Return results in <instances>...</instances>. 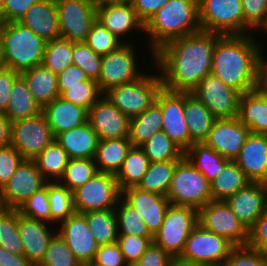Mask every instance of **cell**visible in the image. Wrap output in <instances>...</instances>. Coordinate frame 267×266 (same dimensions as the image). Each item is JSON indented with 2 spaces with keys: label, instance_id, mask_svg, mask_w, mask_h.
Wrapping results in <instances>:
<instances>
[{
  "label": "cell",
  "instance_id": "cell-1",
  "mask_svg": "<svg viewBox=\"0 0 267 266\" xmlns=\"http://www.w3.org/2000/svg\"><path fill=\"white\" fill-rule=\"evenodd\" d=\"M221 34L196 32L173 39L154 53V64L163 86L171 91L191 92L211 74L213 52Z\"/></svg>",
  "mask_w": 267,
  "mask_h": 266
},
{
  "label": "cell",
  "instance_id": "cell-2",
  "mask_svg": "<svg viewBox=\"0 0 267 266\" xmlns=\"http://www.w3.org/2000/svg\"><path fill=\"white\" fill-rule=\"evenodd\" d=\"M255 35H222L215 43L211 74L241 95L258 86L259 58L266 50Z\"/></svg>",
  "mask_w": 267,
  "mask_h": 266
},
{
  "label": "cell",
  "instance_id": "cell-3",
  "mask_svg": "<svg viewBox=\"0 0 267 266\" xmlns=\"http://www.w3.org/2000/svg\"><path fill=\"white\" fill-rule=\"evenodd\" d=\"M201 30L198 0H168L145 24L144 44L154 63V53L173 39Z\"/></svg>",
  "mask_w": 267,
  "mask_h": 266
},
{
  "label": "cell",
  "instance_id": "cell-4",
  "mask_svg": "<svg viewBox=\"0 0 267 266\" xmlns=\"http://www.w3.org/2000/svg\"><path fill=\"white\" fill-rule=\"evenodd\" d=\"M4 67L18 73L41 65L46 41L19 22L0 23Z\"/></svg>",
  "mask_w": 267,
  "mask_h": 266
},
{
  "label": "cell",
  "instance_id": "cell-5",
  "mask_svg": "<svg viewBox=\"0 0 267 266\" xmlns=\"http://www.w3.org/2000/svg\"><path fill=\"white\" fill-rule=\"evenodd\" d=\"M152 65L154 68L149 66L150 68L152 67L151 71L149 69L148 71L146 70L138 79L112 87L103 93L129 119L138 116L152 106L164 87L159 70L154 63Z\"/></svg>",
  "mask_w": 267,
  "mask_h": 266
},
{
  "label": "cell",
  "instance_id": "cell-6",
  "mask_svg": "<svg viewBox=\"0 0 267 266\" xmlns=\"http://www.w3.org/2000/svg\"><path fill=\"white\" fill-rule=\"evenodd\" d=\"M167 198L171 205L199 210L213 200L211 184L184 156L174 170Z\"/></svg>",
  "mask_w": 267,
  "mask_h": 266
},
{
  "label": "cell",
  "instance_id": "cell-7",
  "mask_svg": "<svg viewBox=\"0 0 267 266\" xmlns=\"http://www.w3.org/2000/svg\"><path fill=\"white\" fill-rule=\"evenodd\" d=\"M235 246L221 235L205 230L199 224L188 236L177 266H220Z\"/></svg>",
  "mask_w": 267,
  "mask_h": 266
},
{
  "label": "cell",
  "instance_id": "cell-8",
  "mask_svg": "<svg viewBox=\"0 0 267 266\" xmlns=\"http://www.w3.org/2000/svg\"><path fill=\"white\" fill-rule=\"evenodd\" d=\"M137 48L139 46L136 47L134 43H123L116 50L102 57L101 70L97 80L102 93L112 87L132 82L146 72L145 70L148 68L141 66L138 63L141 59L138 58H141L139 56L149 57V55H145V52L143 55H138ZM140 66L143 67V70L139 68Z\"/></svg>",
  "mask_w": 267,
  "mask_h": 266
},
{
  "label": "cell",
  "instance_id": "cell-9",
  "mask_svg": "<svg viewBox=\"0 0 267 266\" xmlns=\"http://www.w3.org/2000/svg\"><path fill=\"white\" fill-rule=\"evenodd\" d=\"M197 225L198 210L170 205L163 224L153 237V242L177 260L184 249L188 236Z\"/></svg>",
  "mask_w": 267,
  "mask_h": 266
},
{
  "label": "cell",
  "instance_id": "cell-10",
  "mask_svg": "<svg viewBox=\"0 0 267 266\" xmlns=\"http://www.w3.org/2000/svg\"><path fill=\"white\" fill-rule=\"evenodd\" d=\"M202 31L221 35H244L241 0H198Z\"/></svg>",
  "mask_w": 267,
  "mask_h": 266
},
{
  "label": "cell",
  "instance_id": "cell-11",
  "mask_svg": "<svg viewBox=\"0 0 267 266\" xmlns=\"http://www.w3.org/2000/svg\"><path fill=\"white\" fill-rule=\"evenodd\" d=\"M122 192L116 175L98 172L86 184L73 191L76 213L115 209Z\"/></svg>",
  "mask_w": 267,
  "mask_h": 266
},
{
  "label": "cell",
  "instance_id": "cell-12",
  "mask_svg": "<svg viewBox=\"0 0 267 266\" xmlns=\"http://www.w3.org/2000/svg\"><path fill=\"white\" fill-rule=\"evenodd\" d=\"M96 20L122 43H136L134 35L145 33V24L138 18L130 0H103L97 2ZM132 40L128 38H131ZM128 35V37H127ZM131 40V41H130Z\"/></svg>",
  "mask_w": 267,
  "mask_h": 266
},
{
  "label": "cell",
  "instance_id": "cell-13",
  "mask_svg": "<svg viewBox=\"0 0 267 266\" xmlns=\"http://www.w3.org/2000/svg\"><path fill=\"white\" fill-rule=\"evenodd\" d=\"M198 224L221 235L234 246H247L249 230L225 201L212 200L198 210Z\"/></svg>",
  "mask_w": 267,
  "mask_h": 266
},
{
  "label": "cell",
  "instance_id": "cell-14",
  "mask_svg": "<svg viewBox=\"0 0 267 266\" xmlns=\"http://www.w3.org/2000/svg\"><path fill=\"white\" fill-rule=\"evenodd\" d=\"M60 37L71 42H85L96 21L95 0H55Z\"/></svg>",
  "mask_w": 267,
  "mask_h": 266
},
{
  "label": "cell",
  "instance_id": "cell-15",
  "mask_svg": "<svg viewBox=\"0 0 267 266\" xmlns=\"http://www.w3.org/2000/svg\"><path fill=\"white\" fill-rule=\"evenodd\" d=\"M55 140V135L41 113L10 122V145L25 159H33Z\"/></svg>",
  "mask_w": 267,
  "mask_h": 266
},
{
  "label": "cell",
  "instance_id": "cell-16",
  "mask_svg": "<svg viewBox=\"0 0 267 266\" xmlns=\"http://www.w3.org/2000/svg\"><path fill=\"white\" fill-rule=\"evenodd\" d=\"M216 119H233L239 114L241 94L213 74L205 76L191 91Z\"/></svg>",
  "mask_w": 267,
  "mask_h": 266
},
{
  "label": "cell",
  "instance_id": "cell-17",
  "mask_svg": "<svg viewBox=\"0 0 267 266\" xmlns=\"http://www.w3.org/2000/svg\"><path fill=\"white\" fill-rule=\"evenodd\" d=\"M48 181L33 159H24L10 180L0 189V207L17 209Z\"/></svg>",
  "mask_w": 267,
  "mask_h": 266
},
{
  "label": "cell",
  "instance_id": "cell-18",
  "mask_svg": "<svg viewBox=\"0 0 267 266\" xmlns=\"http://www.w3.org/2000/svg\"><path fill=\"white\" fill-rule=\"evenodd\" d=\"M156 102L162 111V131L185 152L190 147V136L184 117V92L163 87Z\"/></svg>",
  "mask_w": 267,
  "mask_h": 266
},
{
  "label": "cell",
  "instance_id": "cell-19",
  "mask_svg": "<svg viewBox=\"0 0 267 266\" xmlns=\"http://www.w3.org/2000/svg\"><path fill=\"white\" fill-rule=\"evenodd\" d=\"M250 133L238 117L216 119L203 142L224 158L234 161Z\"/></svg>",
  "mask_w": 267,
  "mask_h": 266
},
{
  "label": "cell",
  "instance_id": "cell-20",
  "mask_svg": "<svg viewBox=\"0 0 267 266\" xmlns=\"http://www.w3.org/2000/svg\"><path fill=\"white\" fill-rule=\"evenodd\" d=\"M87 121L97 133L98 140L129 136L130 119L104 95L88 110Z\"/></svg>",
  "mask_w": 267,
  "mask_h": 266
},
{
  "label": "cell",
  "instance_id": "cell-21",
  "mask_svg": "<svg viewBox=\"0 0 267 266\" xmlns=\"http://www.w3.org/2000/svg\"><path fill=\"white\" fill-rule=\"evenodd\" d=\"M57 232L65 240L81 265L91 263L98 249V244L89 229L86 217L74 213L57 225Z\"/></svg>",
  "mask_w": 267,
  "mask_h": 266
},
{
  "label": "cell",
  "instance_id": "cell-22",
  "mask_svg": "<svg viewBox=\"0 0 267 266\" xmlns=\"http://www.w3.org/2000/svg\"><path fill=\"white\" fill-rule=\"evenodd\" d=\"M225 202L249 230L267 209V183L251 182Z\"/></svg>",
  "mask_w": 267,
  "mask_h": 266
},
{
  "label": "cell",
  "instance_id": "cell-23",
  "mask_svg": "<svg viewBox=\"0 0 267 266\" xmlns=\"http://www.w3.org/2000/svg\"><path fill=\"white\" fill-rule=\"evenodd\" d=\"M52 226L54 225L22 216L18 212V230L24 246V256L34 266L41 262L51 239L57 233V227Z\"/></svg>",
  "mask_w": 267,
  "mask_h": 266
},
{
  "label": "cell",
  "instance_id": "cell-24",
  "mask_svg": "<svg viewBox=\"0 0 267 266\" xmlns=\"http://www.w3.org/2000/svg\"><path fill=\"white\" fill-rule=\"evenodd\" d=\"M122 197L138 210L149 233L154 237L171 205L167 196L148 192L139 187H130L122 191Z\"/></svg>",
  "mask_w": 267,
  "mask_h": 266
},
{
  "label": "cell",
  "instance_id": "cell-25",
  "mask_svg": "<svg viewBox=\"0 0 267 266\" xmlns=\"http://www.w3.org/2000/svg\"><path fill=\"white\" fill-rule=\"evenodd\" d=\"M234 162L251 182L267 183V135L250 133Z\"/></svg>",
  "mask_w": 267,
  "mask_h": 266
},
{
  "label": "cell",
  "instance_id": "cell-26",
  "mask_svg": "<svg viewBox=\"0 0 267 266\" xmlns=\"http://www.w3.org/2000/svg\"><path fill=\"white\" fill-rule=\"evenodd\" d=\"M42 114L56 137L86 123L88 111L58 96L42 108Z\"/></svg>",
  "mask_w": 267,
  "mask_h": 266
},
{
  "label": "cell",
  "instance_id": "cell-27",
  "mask_svg": "<svg viewBox=\"0 0 267 266\" xmlns=\"http://www.w3.org/2000/svg\"><path fill=\"white\" fill-rule=\"evenodd\" d=\"M19 23L30 28L46 42L60 37L55 0H42L32 5Z\"/></svg>",
  "mask_w": 267,
  "mask_h": 266
},
{
  "label": "cell",
  "instance_id": "cell-28",
  "mask_svg": "<svg viewBox=\"0 0 267 266\" xmlns=\"http://www.w3.org/2000/svg\"><path fill=\"white\" fill-rule=\"evenodd\" d=\"M55 139L70 159H94L99 141L97 133L88 121L58 134Z\"/></svg>",
  "mask_w": 267,
  "mask_h": 266
},
{
  "label": "cell",
  "instance_id": "cell-29",
  "mask_svg": "<svg viewBox=\"0 0 267 266\" xmlns=\"http://www.w3.org/2000/svg\"><path fill=\"white\" fill-rule=\"evenodd\" d=\"M238 118L251 133L267 135V94L258 88L242 94Z\"/></svg>",
  "mask_w": 267,
  "mask_h": 266
},
{
  "label": "cell",
  "instance_id": "cell-30",
  "mask_svg": "<svg viewBox=\"0 0 267 266\" xmlns=\"http://www.w3.org/2000/svg\"><path fill=\"white\" fill-rule=\"evenodd\" d=\"M184 117L187 122L190 146L203 142L216 118L209 109L191 92H184Z\"/></svg>",
  "mask_w": 267,
  "mask_h": 266
},
{
  "label": "cell",
  "instance_id": "cell-31",
  "mask_svg": "<svg viewBox=\"0 0 267 266\" xmlns=\"http://www.w3.org/2000/svg\"><path fill=\"white\" fill-rule=\"evenodd\" d=\"M20 75L25 79L34 99L41 108L60 96L57 74L43 64L25 70Z\"/></svg>",
  "mask_w": 267,
  "mask_h": 266
},
{
  "label": "cell",
  "instance_id": "cell-32",
  "mask_svg": "<svg viewBox=\"0 0 267 266\" xmlns=\"http://www.w3.org/2000/svg\"><path fill=\"white\" fill-rule=\"evenodd\" d=\"M131 148L132 144L128 137L99 140L94 156L98 172L117 175Z\"/></svg>",
  "mask_w": 267,
  "mask_h": 266
},
{
  "label": "cell",
  "instance_id": "cell-33",
  "mask_svg": "<svg viewBox=\"0 0 267 266\" xmlns=\"http://www.w3.org/2000/svg\"><path fill=\"white\" fill-rule=\"evenodd\" d=\"M10 101L5 112L9 122L31 118L42 113V108L34 99L25 79L19 75L13 82Z\"/></svg>",
  "mask_w": 267,
  "mask_h": 266
},
{
  "label": "cell",
  "instance_id": "cell-34",
  "mask_svg": "<svg viewBox=\"0 0 267 266\" xmlns=\"http://www.w3.org/2000/svg\"><path fill=\"white\" fill-rule=\"evenodd\" d=\"M184 156L199 170L211 183L217 174L231 161L224 158L204 142H194L186 151Z\"/></svg>",
  "mask_w": 267,
  "mask_h": 266
},
{
  "label": "cell",
  "instance_id": "cell-35",
  "mask_svg": "<svg viewBox=\"0 0 267 266\" xmlns=\"http://www.w3.org/2000/svg\"><path fill=\"white\" fill-rule=\"evenodd\" d=\"M162 126L161 107L155 102L138 116L130 118L128 138L132 146L140 147L155 133L162 131Z\"/></svg>",
  "mask_w": 267,
  "mask_h": 266
},
{
  "label": "cell",
  "instance_id": "cell-36",
  "mask_svg": "<svg viewBox=\"0 0 267 266\" xmlns=\"http://www.w3.org/2000/svg\"><path fill=\"white\" fill-rule=\"evenodd\" d=\"M69 159L67 152L56 139L33 158L37 169L48 182L62 178Z\"/></svg>",
  "mask_w": 267,
  "mask_h": 266
},
{
  "label": "cell",
  "instance_id": "cell-37",
  "mask_svg": "<svg viewBox=\"0 0 267 266\" xmlns=\"http://www.w3.org/2000/svg\"><path fill=\"white\" fill-rule=\"evenodd\" d=\"M251 181L234 162L230 161L220 174L210 183L213 200L225 201L240 189L245 188Z\"/></svg>",
  "mask_w": 267,
  "mask_h": 266
},
{
  "label": "cell",
  "instance_id": "cell-38",
  "mask_svg": "<svg viewBox=\"0 0 267 266\" xmlns=\"http://www.w3.org/2000/svg\"><path fill=\"white\" fill-rule=\"evenodd\" d=\"M150 164V160L140 147L128 151L120 171L116 175L121 192L130 187H138Z\"/></svg>",
  "mask_w": 267,
  "mask_h": 266
},
{
  "label": "cell",
  "instance_id": "cell-39",
  "mask_svg": "<svg viewBox=\"0 0 267 266\" xmlns=\"http://www.w3.org/2000/svg\"><path fill=\"white\" fill-rule=\"evenodd\" d=\"M97 244L105 245L117 242L119 232L114 209L89 211L83 214Z\"/></svg>",
  "mask_w": 267,
  "mask_h": 266
},
{
  "label": "cell",
  "instance_id": "cell-40",
  "mask_svg": "<svg viewBox=\"0 0 267 266\" xmlns=\"http://www.w3.org/2000/svg\"><path fill=\"white\" fill-rule=\"evenodd\" d=\"M179 161L150 162L138 187L142 190L167 196L174 170Z\"/></svg>",
  "mask_w": 267,
  "mask_h": 266
},
{
  "label": "cell",
  "instance_id": "cell-41",
  "mask_svg": "<svg viewBox=\"0 0 267 266\" xmlns=\"http://www.w3.org/2000/svg\"><path fill=\"white\" fill-rule=\"evenodd\" d=\"M51 224L56 226L75 213L73 192L59 181L47 182Z\"/></svg>",
  "mask_w": 267,
  "mask_h": 266
},
{
  "label": "cell",
  "instance_id": "cell-42",
  "mask_svg": "<svg viewBox=\"0 0 267 266\" xmlns=\"http://www.w3.org/2000/svg\"><path fill=\"white\" fill-rule=\"evenodd\" d=\"M140 148L150 162L180 161L185 154L164 131L155 133Z\"/></svg>",
  "mask_w": 267,
  "mask_h": 266
},
{
  "label": "cell",
  "instance_id": "cell-43",
  "mask_svg": "<svg viewBox=\"0 0 267 266\" xmlns=\"http://www.w3.org/2000/svg\"><path fill=\"white\" fill-rule=\"evenodd\" d=\"M0 248L16 255H24L18 230V210L0 207Z\"/></svg>",
  "mask_w": 267,
  "mask_h": 266
},
{
  "label": "cell",
  "instance_id": "cell-44",
  "mask_svg": "<svg viewBox=\"0 0 267 266\" xmlns=\"http://www.w3.org/2000/svg\"><path fill=\"white\" fill-rule=\"evenodd\" d=\"M73 42L59 37L46 42L42 64L55 74H60L73 65Z\"/></svg>",
  "mask_w": 267,
  "mask_h": 266
},
{
  "label": "cell",
  "instance_id": "cell-45",
  "mask_svg": "<svg viewBox=\"0 0 267 266\" xmlns=\"http://www.w3.org/2000/svg\"><path fill=\"white\" fill-rule=\"evenodd\" d=\"M119 234L135 236H152L146 223L135 207L130 205L122 196L115 207Z\"/></svg>",
  "mask_w": 267,
  "mask_h": 266
},
{
  "label": "cell",
  "instance_id": "cell-46",
  "mask_svg": "<svg viewBox=\"0 0 267 266\" xmlns=\"http://www.w3.org/2000/svg\"><path fill=\"white\" fill-rule=\"evenodd\" d=\"M60 97L79 105L87 111L103 95L98 82L93 79H87L81 82V85L58 86Z\"/></svg>",
  "mask_w": 267,
  "mask_h": 266
},
{
  "label": "cell",
  "instance_id": "cell-47",
  "mask_svg": "<svg viewBox=\"0 0 267 266\" xmlns=\"http://www.w3.org/2000/svg\"><path fill=\"white\" fill-rule=\"evenodd\" d=\"M98 173L94 159H69L59 182L72 192Z\"/></svg>",
  "mask_w": 267,
  "mask_h": 266
},
{
  "label": "cell",
  "instance_id": "cell-48",
  "mask_svg": "<svg viewBox=\"0 0 267 266\" xmlns=\"http://www.w3.org/2000/svg\"><path fill=\"white\" fill-rule=\"evenodd\" d=\"M37 266H81V263L57 232L51 239L43 259Z\"/></svg>",
  "mask_w": 267,
  "mask_h": 266
},
{
  "label": "cell",
  "instance_id": "cell-49",
  "mask_svg": "<svg viewBox=\"0 0 267 266\" xmlns=\"http://www.w3.org/2000/svg\"><path fill=\"white\" fill-rule=\"evenodd\" d=\"M102 57L96 54L85 42H73V65L80 67L89 79L98 80Z\"/></svg>",
  "mask_w": 267,
  "mask_h": 266
},
{
  "label": "cell",
  "instance_id": "cell-50",
  "mask_svg": "<svg viewBox=\"0 0 267 266\" xmlns=\"http://www.w3.org/2000/svg\"><path fill=\"white\" fill-rule=\"evenodd\" d=\"M85 43L96 53L101 56L107 55L116 50L123 43L96 20L90 28Z\"/></svg>",
  "mask_w": 267,
  "mask_h": 266
},
{
  "label": "cell",
  "instance_id": "cell-51",
  "mask_svg": "<svg viewBox=\"0 0 267 266\" xmlns=\"http://www.w3.org/2000/svg\"><path fill=\"white\" fill-rule=\"evenodd\" d=\"M47 183L37 190L21 206L17 208L19 214L25 217L37 219L51 224Z\"/></svg>",
  "mask_w": 267,
  "mask_h": 266
},
{
  "label": "cell",
  "instance_id": "cell-52",
  "mask_svg": "<svg viewBox=\"0 0 267 266\" xmlns=\"http://www.w3.org/2000/svg\"><path fill=\"white\" fill-rule=\"evenodd\" d=\"M152 241L153 236H135L125 234H119L117 239L120 250L129 266H132L139 260Z\"/></svg>",
  "mask_w": 267,
  "mask_h": 266
},
{
  "label": "cell",
  "instance_id": "cell-53",
  "mask_svg": "<svg viewBox=\"0 0 267 266\" xmlns=\"http://www.w3.org/2000/svg\"><path fill=\"white\" fill-rule=\"evenodd\" d=\"M220 266H267V254L247 246H235Z\"/></svg>",
  "mask_w": 267,
  "mask_h": 266
},
{
  "label": "cell",
  "instance_id": "cell-54",
  "mask_svg": "<svg viewBox=\"0 0 267 266\" xmlns=\"http://www.w3.org/2000/svg\"><path fill=\"white\" fill-rule=\"evenodd\" d=\"M244 35L254 34L267 16V0H241Z\"/></svg>",
  "mask_w": 267,
  "mask_h": 266
},
{
  "label": "cell",
  "instance_id": "cell-55",
  "mask_svg": "<svg viewBox=\"0 0 267 266\" xmlns=\"http://www.w3.org/2000/svg\"><path fill=\"white\" fill-rule=\"evenodd\" d=\"M24 159L11 145L0 148V189L10 180Z\"/></svg>",
  "mask_w": 267,
  "mask_h": 266
},
{
  "label": "cell",
  "instance_id": "cell-56",
  "mask_svg": "<svg viewBox=\"0 0 267 266\" xmlns=\"http://www.w3.org/2000/svg\"><path fill=\"white\" fill-rule=\"evenodd\" d=\"M92 263L98 266H129L117 242L98 246Z\"/></svg>",
  "mask_w": 267,
  "mask_h": 266
},
{
  "label": "cell",
  "instance_id": "cell-57",
  "mask_svg": "<svg viewBox=\"0 0 267 266\" xmlns=\"http://www.w3.org/2000/svg\"><path fill=\"white\" fill-rule=\"evenodd\" d=\"M132 266H177L173 259L161 246L153 241L144 254Z\"/></svg>",
  "mask_w": 267,
  "mask_h": 266
},
{
  "label": "cell",
  "instance_id": "cell-58",
  "mask_svg": "<svg viewBox=\"0 0 267 266\" xmlns=\"http://www.w3.org/2000/svg\"><path fill=\"white\" fill-rule=\"evenodd\" d=\"M42 0H7L0 10V23L19 22L27 10Z\"/></svg>",
  "mask_w": 267,
  "mask_h": 266
},
{
  "label": "cell",
  "instance_id": "cell-59",
  "mask_svg": "<svg viewBox=\"0 0 267 266\" xmlns=\"http://www.w3.org/2000/svg\"><path fill=\"white\" fill-rule=\"evenodd\" d=\"M247 245L267 254V209L249 229Z\"/></svg>",
  "mask_w": 267,
  "mask_h": 266
},
{
  "label": "cell",
  "instance_id": "cell-60",
  "mask_svg": "<svg viewBox=\"0 0 267 266\" xmlns=\"http://www.w3.org/2000/svg\"><path fill=\"white\" fill-rule=\"evenodd\" d=\"M20 75L17 71L8 67L0 68V112H6L10 101V92L13 82Z\"/></svg>",
  "mask_w": 267,
  "mask_h": 266
},
{
  "label": "cell",
  "instance_id": "cell-61",
  "mask_svg": "<svg viewBox=\"0 0 267 266\" xmlns=\"http://www.w3.org/2000/svg\"><path fill=\"white\" fill-rule=\"evenodd\" d=\"M138 18L146 24L168 0H130Z\"/></svg>",
  "mask_w": 267,
  "mask_h": 266
},
{
  "label": "cell",
  "instance_id": "cell-62",
  "mask_svg": "<svg viewBox=\"0 0 267 266\" xmlns=\"http://www.w3.org/2000/svg\"><path fill=\"white\" fill-rule=\"evenodd\" d=\"M87 79L88 77L85 75L84 71L76 65L69 66L57 75L58 86L81 85V82Z\"/></svg>",
  "mask_w": 267,
  "mask_h": 266
},
{
  "label": "cell",
  "instance_id": "cell-63",
  "mask_svg": "<svg viewBox=\"0 0 267 266\" xmlns=\"http://www.w3.org/2000/svg\"><path fill=\"white\" fill-rule=\"evenodd\" d=\"M0 266H34L24 255H16L0 248Z\"/></svg>",
  "mask_w": 267,
  "mask_h": 266
},
{
  "label": "cell",
  "instance_id": "cell-64",
  "mask_svg": "<svg viewBox=\"0 0 267 266\" xmlns=\"http://www.w3.org/2000/svg\"><path fill=\"white\" fill-rule=\"evenodd\" d=\"M257 88L263 93L267 94V53L266 54L261 53L260 58H259Z\"/></svg>",
  "mask_w": 267,
  "mask_h": 266
},
{
  "label": "cell",
  "instance_id": "cell-65",
  "mask_svg": "<svg viewBox=\"0 0 267 266\" xmlns=\"http://www.w3.org/2000/svg\"><path fill=\"white\" fill-rule=\"evenodd\" d=\"M10 145V122L4 113L0 112V148Z\"/></svg>",
  "mask_w": 267,
  "mask_h": 266
},
{
  "label": "cell",
  "instance_id": "cell-66",
  "mask_svg": "<svg viewBox=\"0 0 267 266\" xmlns=\"http://www.w3.org/2000/svg\"><path fill=\"white\" fill-rule=\"evenodd\" d=\"M263 31L264 34H267V16L265 17L264 21L262 22V24L256 29V31L254 32L255 33H258L260 34V31ZM258 31V32H257ZM266 37L265 36V40H266Z\"/></svg>",
  "mask_w": 267,
  "mask_h": 266
},
{
  "label": "cell",
  "instance_id": "cell-67",
  "mask_svg": "<svg viewBox=\"0 0 267 266\" xmlns=\"http://www.w3.org/2000/svg\"><path fill=\"white\" fill-rule=\"evenodd\" d=\"M4 67V62H3V43L2 39L0 36V68Z\"/></svg>",
  "mask_w": 267,
  "mask_h": 266
},
{
  "label": "cell",
  "instance_id": "cell-68",
  "mask_svg": "<svg viewBox=\"0 0 267 266\" xmlns=\"http://www.w3.org/2000/svg\"><path fill=\"white\" fill-rule=\"evenodd\" d=\"M7 0H0V10L3 8V6L6 4Z\"/></svg>",
  "mask_w": 267,
  "mask_h": 266
},
{
  "label": "cell",
  "instance_id": "cell-69",
  "mask_svg": "<svg viewBox=\"0 0 267 266\" xmlns=\"http://www.w3.org/2000/svg\"><path fill=\"white\" fill-rule=\"evenodd\" d=\"M82 266H98L96 264H93L92 262L91 263H86V264H83Z\"/></svg>",
  "mask_w": 267,
  "mask_h": 266
}]
</instances>
